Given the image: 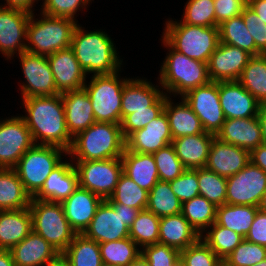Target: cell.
Wrapping results in <instances>:
<instances>
[{"label": "cell", "mask_w": 266, "mask_h": 266, "mask_svg": "<svg viewBox=\"0 0 266 266\" xmlns=\"http://www.w3.org/2000/svg\"><path fill=\"white\" fill-rule=\"evenodd\" d=\"M23 103L27 116L22 117L34 144L57 146L68 151L73 137L67 129L61 94L24 98Z\"/></svg>", "instance_id": "obj_1"}, {"label": "cell", "mask_w": 266, "mask_h": 266, "mask_svg": "<svg viewBox=\"0 0 266 266\" xmlns=\"http://www.w3.org/2000/svg\"><path fill=\"white\" fill-rule=\"evenodd\" d=\"M77 25L72 36L71 48L86 74H113L119 71L122 61L112 39L105 32H85Z\"/></svg>", "instance_id": "obj_2"}, {"label": "cell", "mask_w": 266, "mask_h": 266, "mask_svg": "<svg viewBox=\"0 0 266 266\" xmlns=\"http://www.w3.org/2000/svg\"><path fill=\"white\" fill-rule=\"evenodd\" d=\"M125 147L120 124L95 122L73 137L67 154L75 156L76 161H97L121 158Z\"/></svg>", "instance_id": "obj_3"}, {"label": "cell", "mask_w": 266, "mask_h": 266, "mask_svg": "<svg viewBox=\"0 0 266 266\" xmlns=\"http://www.w3.org/2000/svg\"><path fill=\"white\" fill-rule=\"evenodd\" d=\"M163 43L169 48L161 66L159 83L168 93H177L181 97L190 90L206 85L211 80L208 74V63L191 59L174 50L164 39Z\"/></svg>", "instance_id": "obj_4"}, {"label": "cell", "mask_w": 266, "mask_h": 266, "mask_svg": "<svg viewBox=\"0 0 266 266\" xmlns=\"http://www.w3.org/2000/svg\"><path fill=\"white\" fill-rule=\"evenodd\" d=\"M163 38L174 50L205 63L220 43L219 26H193L182 21H167Z\"/></svg>", "instance_id": "obj_5"}, {"label": "cell", "mask_w": 266, "mask_h": 266, "mask_svg": "<svg viewBox=\"0 0 266 266\" xmlns=\"http://www.w3.org/2000/svg\"><path fill=\"white\" fill-rule=\"evenodd\" d=\"M41 20L35 21L31 14L27 24L26 51L43 56L71 46L76 21L69 18L50 16L42 13Z\"/></svg>", "instance_id": "obj_6"}, {"label": "cell", "mask_w": 266, "mask_h": 266, "mask_svg": "<svg viewBox=\"0 0 266 266\" xmlns=\"http://www.w3.org/2000/svg\"><path fill=\"white\" fill-rule=\"evenodd\" d=\"M29 210L33 231L62 254L76 235L65 217L62 204L31 198Z\"/></svg>", "instance_id": "obj_7"}, {"label": "cell", "mask_w": 266, "mask_h": 266, "mask_svg": "<svg viewBox=\"0 0 266 266\" xmlns=\"http://www.w3.org/2000/svg\"><path fill=\"white\" fill-rule=\"evenodd\" d=\"M139 212V209L103 200L82 234L97 243L128 238L129 228Z\"/></svg>", "instance_id": "obj_8"}, {"label": "cell", "mask_w": 266, "mask_h": 266, "mask_svg": "<svg viewBox=\"0 0 266 266\" xmlns=\"http://www.w3.org/2000/svg\"><path fill=\"white\" fill-rule=\"evenodd\" d=\"M61 153L67 154V151L57 146L34 144L13 168L31 198L41 190L52 170L62 162Z\"/></svg>", "instance_id": "obj_9"}, {"label": "cell", "mask_w": 266, "mask_h": 266, "mask_svg": "<svg viewBox=\"0 0 266 266\" xmlns=\"http://www.w3.org/2000/svg\"><path fill=\"white\" fill-rule=\"evenodd\" d=\"M113 74L93 75L84 89L90 97L96 122L121 124V99L124 84L129 79H118Z\"/></svg>", "instance_id": "obj_10"}, {"label": "cell", "mask_w": 266, "mask_h": 266, "mask_svg": "<svg viewBox=\"0 0 266 266\" xmlns=\"http://www.w3.org/2000/svg\"><path fill=\"white\" fill-rule=\"evenodd\" d=\"M74 166L78 172L79 186L104 200L113 194L123 173L121 158L77 161Z\"/></svg>", "instance_id": "obj_11"}, {"label": "cell", "mask_w": 266, "mask_h": 266, "mask_svg": "<svg viewBox=\"0 0 266 266\" xmlns=\"http://www.w3.org/2000/svg\"><path fill=\"white\" fill-rule=\"evenodd\" d=\"M266 192V173L251 162L227 178L226 204L259 207Z\"/></svg>", "instance_id": "obj_12"}, {"label": "cell", "mask_w": 266, "mask_h": 266, "mask_svg": "<svg viewBox=\"0 0 266 266\" xmlns=\"http://www.w3.org/2000/svg\"><path fill=\"white\" fill-rule=\"evenodd\" d=\"M182 98L198 116L204 131L216 136L226 120L220 104L218 82L210 81L190 90Z\"/></svg>", "instance_id": "obj_13"}, {"label": "cell", "mask_w": 266, "mask_h": 266, "mask_svg": "<svg viewBox=\"0 0 266 266\" xmlns=\"http://www.w3.org/2000/svg\"><path fill=\"white\" fill-rule=\"evenodd\" d=\"M33 145L30 130L22 116L0 121V168L13 169Z\"/></svg>", "instance_id": "obj_14"}, {"label": "cell", "mask_w": 266, "mask_h": 266, "mask_svg": "<svg viewBox=\"0 0 266 266\" xmlns=\"http://www.w3.org/2000/svg\"><path fill=\"white\" fill-rule=\"evenodd\" d=\"M19 55L27 84L21 85L22 99L59 94L47 56L24 51Z\"/></svg>", "instance_id": "obj_15"}, {"label": "cell", "mask_w": 266, "mask_h": 266, "mask_svg": "<svg viewBox=\"0 0 266 266\" xmlns=\"http://www.w3.org/2000/svg\"><path fill=\"white\" fill-rule=\"evenodd\" d=\"M30 16L28 12L0 6V51L8 59L13 57L15 51L18 54L26 51L24 40Z\"/></svg>", "instance_id": "obj_16"}, {"label": "cell", "mask_w": 266, "mask_h": 266, "mask_svg": "<svg viewBox=\"0 0 266 266\" xmlns=\"http://www.w3.org/2000/svg\"><path fill=\"white\" fill-rule=\"evenodd\" d=\"M252 56L246 50L220 42L208 62L210 80L238 81Z\"/></svg>", "instance_id": "obj_17"}, {"label": "cell", "mask_w": 266, "mask_h": 266, "mask_svg": "<svg viewBox=\"0 0 266 266\" xmlns=\"http://www.w3.org/2000/svg\"><path fill=\"white\" fill-rule=\"evenodd\" d=\"M57 92L63 94L84 87L86 73L81 68L71 47L48 55Z\"/></svg>", "instance_id": "obj_18"}, {"label": "cell", "mask_w": 266, "mask_h": 266, "mask_svg": "<svg viewBox=\"0 0 266 266\" xmlns=\"http://www.w3.org/2000/svg\"><path fill=\"white\" fill-rule=\"evenodd\" d=\"M172 134L165 111L151 120L144 128L126 139V148L136 153L153 154L172 143Z\"/></svg>", "instance_id": "obj_19"}, {"label": "cell", "mask_w": 266, "mask_h": 266, "mask_svg": "<svg viewBox=\"0 0 266 266\" xmlns=\"http://www.w3.org/2000/svg\"><path fill=\"white\" fill-rule=\"evenodd\" d=\"M220 104L226 119L258 115L259 102L238 81H219Z\"/></svg>", "instance_id": "obj_20"}, {"label": "cell", "mask_w": 266, "mask_h": 266, "mask_svg": "<svg viewBox=\"0 0 266 266\" xmlns=\"http://www.w3.org/2000/svg\"><path fill=\"white\" fill-rule=\"evenodd\" d=\"M250 163V152L214 138L205 168L228 178Z\"/></svg>", "instance_id": "obj_21"}, {"label": "cell", "mask_w": 266, "mask_h": 266, "mask_svg": "<svg viewBox=\"0 0 266 266\" xmlns=\"http://www.w3.org/2000/svg\"><path fill=\"white\" fill-rule=\"evenodd\" d=\"M104 199L80 186L61 204L65 217L76 234H82Z\"/></svg>", "instance_id": "obj_22"}, {"label": "cell", "mask_w": 266, "mask_h": 266, "mask_svg": "<svg viewBox=\"0 0 266 266\" xmlns=\"http://www.w3.org/2000/svg\"><path fill=\"white\" fill-rule=\"evenodd\" d=\"M220 141L239 146L251 152L263 144L261 125L257 116L226 119L216 134Z\"/></svg>", "instance_id": "obj_23"}, {"label": "cell", "mask_w": 266, "mask_h": 266, "mask_svg": "<svg viewBox=\"0 0 266 266\" xmlns=\"http://www.w3.org/2000/svg\"><path fill=\"white\" fill-rule=\"evenodd\" d=\"M79 186L78 172L73 163L61 162L47 177L41 190L33 197L62 203Z\"/></svg>", "instance_id": "obj_24"}, {"label": "cell", "mask_w": 266, "mask_h": 266, "mask_svg": "<svg viewBox=\"0 0 266 266\" xmlns=\"http://www.w3.org/2000/svg\"><path fill=\"white\" fill-rule=\"evenodd\" d=\"M9 251L15 266H45L60 254L33 230Z\"/></svg>", "instance_id": "obj_25"}, {"label": "cell", "mask_w": 266, "mask_h": 266, "mask_svg": "<svg viewBox=\"0 0 266 266\" xmlns=\"http://www.w3.org/2000/svg\"><path fill=\"white\" fill-rule=\"evenodd\" d=\"M67 129L72 137L94 124L90 97L84 88L61 94Z\"/></svg>", "instance_id": "obj_26"}, {"label": "cell", "mask_w": 266, "mask_h": 266, "mask_svg": "<svg viewBox=\"0 0 266 266\" xmlns=\"http://www.w3.org/2000/svg\"><path fill=\"white\" fill-rule=\"evenodd\" d=\"M214 134L204 132L172 140L176 155L186 169L205 168Z\"/></svg>", "instance_id": "obj_27"}, {"label": "cell", "mask_w": 266, "mask_h": 266, "mask_svg": "<svg viewBox=\"0 0 266 266\" xmlns=\"http://www.w3.org/2000/svg\"><path fill=\"white\" fill-rule=\"evenodd\" d=\"M33 230L28 208L0 211V249L10 250Z\"/></svg>", "instance_id": "obj_28"}, {"label": "cell", "mask_w": 266, "mask_h": 266, "mask_svg": "<svg viewBox=\"0 0 266 266\" xmlns=\"http://www.w3.org/2000/svg\"><path fill=\"white\" fill-rule=\"evenodd\" d=\"M121 162L123 173L148 192L160 180L153 154L136 153L125 147Z\"/></svg>", "instance_id": "obj_29"}, {"label": "cell", "mask_w": 266, "mask_h": 266, "mask_svg": "<svg viewBox=\"0 0 266 266\" xmlns=\"http://www.w3.org/2000/svg\"><path fill=\"white\" fill-rule=\"evenodd\" d=\"M163 94L150 82L129 79L123 87L121 99V121L129 114L150 110V106Z\"/></svg>", "instance_id": "obj_30"}, {"label": "cell", "mask_w": 266, "mask_h": 266, "mask_svg": "<svg viewBox=\"0 0 266 266\" xmlns=\"http://www.w3.org/2000/svg\"><path fill=\"white\" fill-rule=\"evenodd\" d=\"M200 237L181 213L160 217L159 243L181 252L194 244Z\"/></svg>", "instance_id": "obj_31"}, {"label": "cell", "mask_w": 266, "mask_h": 266, "mask_svg": "<svg viewBox=\"0 0 266 266\" xmlns=\"http://www.w3.org/2000/svg\"><path fill=\"white\" fill-rule=\"evenodd\" d=\"M166 94L164 111L167 115L172 138H180L188 135L204 133V129L198 116L182 98V102L173 106Z\"/></svg>", "instance_id": "obj_32"}, {"label": "cell", "mask_w": 266, "mask_h": 266, "mask_svg": "<svg viewBox=\"0 0 266 266\" xmlns=\"http://www.w3.org/2000/svg\"><path fill=\"white\" fill-rule=\"evenodd\" d=\"M30 201L16 171L0 168V211L28 208Z\"/></svg>", "instance_id": "obj_33"}, {"label": "cell", "mask_w": 266, "mask_h": 266, "mask_svg": "<svg viewBox=\"0 0 266 266\" xmlns=\"http://www.w3.org/2000/svg\"><path fill=\"white\" fill-rule=\"evenodd\" d=\"M258 210L251 205L223 204L217 206L216 223L245 238Z\"/></svg>", "instance_id": "obj_34"}, {"label": "cell", "mask_w": 266, "mask_h": 266, "mask_svg": "<svg viewBox=\"0 0 266 266\" xmlns=\"http://www.w3.org/2000/svg\"><path fill=\"white\" fill-rule=\"evenodd\" d=\"M238 82L261 103L266 101V54L253 55Z\"/></svg>", "instance_id": "obj_35"}, {"label": "cell", "mask_w": 266, "mask_h": 266, "mask_svg": "<svg viewBox=\"0 0 266 266\" xmlns=\"http://www.w3.org/2000/svg\"><path fill=\"white\" fill-rule=\"evenodd\" d=\"M216 213L217 206L200 195L182 203L181 214L200 236L216 222Z\"/></svg>", "instance_id": "obj_36"}, {"label": "cell", "mask_w": 266, "mask_h": 266, "mask_svg": "<svg viewBox=\"0 0 266 266\" xmlns=\"http://www.w3.org/2000/svg\"><path fill=\"white\" fill-rule=\"evenodd\" d=\"M62 255L71 266H103L99 243L83 234H76Z\"/></svg>", "instance_id": "obj_37"}, {"label": "cell", "mask_w": 266, "mask_h": 266, "mask_svg": "<svg viewBox=\"0 0 266 266\" xmlns=\"http://www.w3.org/2000/svg\"><path fill=\"white\" fill-rule=\"evenodd\" d=\"M220 42L248 51L252 55L262 54L255 45L242 15L232 17L219 25Z\"/></svg>", "instance_id": "obj_38"}, {"label": "cell", "mask_w": 266, "mask_h": 266, "mask_svg": "<svg viewBox=\"0 0 266 266\" xmlns=\"http://www.w3.org/2000/svg\"><path fill=\"white\" fill-rule=\"evenodd\" d=\"M147 210L158 217L180 214L182 202L171 190L170 183L159 180L149 191Z\"/></svg>", "instance_id": "obj_39"}, {"label": "cell", "mask_w": 266, "mask_h": 266, "mask_svg": "<svg viewBox=\"0 0 266 266\" xmlns=\"http://www.w3.org/2000/svg\"><path fill=\"white\" fill-rule=\"evenodd\" d=\"M137 246L130 237L99 243L103 265L128 266L141 254V250Z\"/></svg>", "instance_id": "obj_40"}, {"label": "cell", "mask_w": 266, "mask_h": 266, "mask_svg": "<svg viewBox=\"0 0 266 266\" xmlns=\"http://www.w3.org/2000/svg\"><path fill=\"white\" fill-rule=\"evenodd\" d=\"M149 192L140 188L130 177L121 174L113 194L106 200L141 210L146 209Z\"/></svg>", "instance_id": "obj_41"}, {"label": "cell", "mask_w": 266, "mask_h": 266, "mask_svg": "<svg viewBox=\"0 0 266 266\" xmlns=\"http://www.w3.org/2000/svg\"><path fill=\"white\" fill-rule=\"evenodd\" d=\"M159 224L160 217L147 209L141 210L129 228V237L140 245V250L159 243Z\"/></svg>", "instance_id": "obj_42"}, {"label": "cell", "mask_w": 266, "mask_h": 266, "mask_svg": "<svg viewBox=\"0 0 266 266\" xmlns=\"http://www.w3.org/2000/svg\"><path fill=\"white\" fill-rule=\"evenodd\" d=\"M201 238L222 261L245 239L216 222L210 226L204 237L201 235Z\"/></svg>", "instance_id": "obj_43"}, {"label": "cell", "mask_w": 266, "mask_h": 266, "mask_svg": "<svg viewBox=\"0 0 266 266\" xmlns=\"http://www.w3.org/2000/svg\"><path fill=\"white\" fill-rule=\"evenodd\" d=\"M199 195L216 206L226 204L227 178L206 168H197Z\"/></svg>", "instance_id": "obj_44"}, {"label": "cell", "mask_w": 266, "mask_h": 266, "mask_svg": "<svg viewBox=\"0 0 266 266\" xmlns=\"http://www.w3.org/2000/svg\"><path fill=\"white\" fill-rule=\"evenodd\" d=\"M166 103V94H162L151 106L150 110H141L127 115L121 121V131L126 140L132 133L144 128L163 111Z\"/></svg>", "instance_id": "obj_45"}, {"label": "cell", "mask_w": 266, "mask_h": 266, "mask_svg": "<svg viewBox=\"0 0 266 266\" xmlns=\"http://www.w3.org/2000/svg\"><path fill=\"white\" fill-rule=\"evenodd\" d=\"M185 6L183 23L193 26L215 27L214 0H189Z\"/></svg>", "instance_id": "obj_46"}, {"label": "cell", "mask_w": 266, "mask_h": 266, "mask_svg": "<svg viewBox=\"0 0 266 266\" xmlns=\"http://www.w3.org/2000/svg\"><path fill=\"white\" fill-rule=\"evenodd\" d=\"M153 157L161 181H173L186 170L176 155L172 144L160 148L157 152L153 153Z\"/></svg>", "instance_id": "obj_47"}, {"label": "cell", "mask_w": 266, "mask_h": 266, "mask_svg": "<svg viewBox=\"0 0 266 266\" xmlns=\"http://www.w3.org/2000/svg\"><path fill=\"white\" fill-rule=\"evenodd\" d=\"M266 259V247L244 239L224 260L226 266H253Z\"/></svg>", "instance_id": "obj_48"}, {"label": "cell", "mask_w": 266, "mask_h": 266, "mask_svg": "<svg viewBox=\"0 0 266 266\" xmlns=\"http://www.w3.org/2000/svg\"><path fill=\"white\" fill-rule=\"evenodd\" d=\"M180 259L187 266H221L223 263L201 237L180 252Z\"/></svg>", "instance_id": "obj_49"}, {"label": "cell", "mask_w": 266, "mask_h": 266, "mask_svg": "<svg viewBox=\"0 0 266 266\" xmlns=\"http://www.w3.org/2000/svg\"><path fill=\"white\" fill-rule=\"evenodd\" d=\"M141 254L150 266H175L180 260L179 250L161 243L144 247Z\"/></svg>", "instance_id": "obj_50"}, {"label": "cell", "mask_w": 266, "mask_h": 266, "mask_svg": "<svg viewBox=\"0 0 266 266\" xmlns=\"http://www.w3.org/2000/svg\"><path fill=\"white\" fill-rule=\"evenodd\" d=\"M169 183L171 190L182 203L199 196L197 169H186L180 176Z\"/></svg>", "instance_id": "obj_51"}, {"label": "cell", "mask_w": 266, "mask_h": 266, "mask_svg": "<svg viewBox=\"0 0 266 266\" xmlns=\"http://www.w3.org/2000/svg\"><path fill=\"white\" fill-rule=\"evenodd\" d=\"M245 25L254 39L256 48L266 54V23L246 5L241 13Z\"/></svg>", "instance_id": "obj_52"}, {"label": "cell", "mask_w": 266, "mask_h": 266, "mask_svg": "<svg viewBox=\"0 0 266 266\" xmlns=\"http://www.w3.org/2000/svg\"><path fill=\"white\" fill-rule=\"evenodd\" d=\"M89 1L90 0H44L42 13L74 20V15L79 7L86 8V4H89Z\"/></svg>", "instance_id": "obj_53"}, {"label": "cell", "mask_w": 266, "mask_h": 266, "mask_svg": "<svg viewBox=\"0 0 266 266\" xmlns=\"http://www.w3.org/2000/svg\"><path fill=\"white\" fill-rule=\"evenodd\" d=\"M214 5L215 21L219 26L224 21L239 16L247 5V0H214Z\"/></svg>", "instance_id": "obj_54"}, {"label": "cell", "mask_w": 266, "mask_h": 266, "mask_svg": "<svg viewBox=\"0 0 266 266\" xmlns=\"http://www.w3.org/2000/svg\"><path fill=\"white\" fill-rule=\"evenodd\" d=\"M246 240L266 247V212L258 210L250 227Z\"/></svg>", "instance_id": "obj_55"}, {"label": "cell", "mask_w": 266, "mask_h": 266, "mask_svg": "<svg viewBox=\"0 0 266 266\" xmlns=\"http://www.w3.org/2000/svg\"><path fill=\"white\" fill-rule=\"evenodd\" d=\"M250 162L266 173V143L261 144L250 152Z\"/></svg>", "instance_id": "obj_56"}, {"label": "cell", "mask_w": 266, "mask_h": 266, "mask_svg": "<svg viewBox=\"0 0 266 266\" xmlns=\"http://www.w3.org/2000/svg\"><path fill=\"white\" fill-rule=\"evenodd\" d=\"M34 3L35 0H6L7 6L4 5L3 7L18 9L32 14L33 10L31 9Z\"/></svg>", "instance_id": "obj_57"}, {"label": "cell", "mask_w": 266, "mask_h": 266, "mask_svg": "<svg viewBox=\"0 0 266 266\" xmlns=\"http://www.w3.org/2000/svg\"><path fill=\"white\" fill-rule=\"evenodd\" d=\"M247 5L266 23V0H247Z\"/></svg>", "instance_id": "obj_58"}, {"label": "cell", "mask_w": 266, "mask_h": 266, "mask_svg": "<svg viewBox=\"0 0 266 266\" xmlns=\"http://www.w3.org/2000/svg\"><path fill=\"white\" fill-rule=\"evenodd\" d=\"M257 117L261 125L263 142L266 143V101L259 103Z\"/></svg>", "instance_id": "obj_59"}, {"label": "cell", "mask_w": 266, "mask_h": 266, "mask_svg": "<svg viewBox=\"0 0 266 266\" xmlns=\"http://www.w3.org/2000/svg\"><path fill=\"white\" fill-rule=\"evenodd\" d=\"M0 266H15L9 250L0 249Z\"/></svg>", "instance_id": "obj_60"}, {"label": "cell", "mask_w": 266, "mask_h": 266, "mask_svg": "<svg viewBox=\"0 0 266 266\" xmlns=\"http://www.w3.org/2000/svg\"><path fill=\"white\" fill-rule=\"evenodd\" d=\"M45 266H71V265L69 261L62 254H59L53 261H50Z\"/></svg>", "instance_id": "obj_61"}, {"label": "cell", "mask_w": 266, "mask_h": 266, "mask_svg": "<svg viewBox=\"0 0 266 266\" xmlns=\"http://www.w3.org/2000/svg\"><path fill=\"white\" fill-rule=\"evenodd\" d=\"M128 266H150L148 261L140 254L135 260H133Z\"/></svg>", "instance_id": "obj_62"}, {"label": "cell", "mask_w": 266, "mask_h": 266, "mask_svg": "<svg viewBox=\"0 0 266 266\" xmlns=\"http://www.w3.org/2000/svg\"><path fill=\"white\" fill-rule=\"evenodd\" d=\"M259 210L266 212V192L263 194L262 200L259 205Z\"/></svg>", "instance_id": "obj_63"}, {"label": "cell", "mask_w": 266, "mask_h": 266, "mask_svg": "<svg viewBox=\"0 0 266 266\" xmlns=\"http://www.w3.org/2000/svg\"><path fill=\"white\" fill-rule=\"evenodd\" d=\"M253 266H266V259H264L263 261L253 265Z\"/></svg>", "instance_id": "obj_64"}, {"label": "cell", "mask_w": 266, "mask_h": 266, "mask_svg": "<svg viewBox=\"0 0 266 266\" xmlns=\"http://www.w3.org/2000/svg\"><path fill=\"white\" fill-rule=\"evenodd\" d=\"M175 266H187L181 259L176 263Z\"/></svg>", "instance_id": "obj_65"}]
</instances>
